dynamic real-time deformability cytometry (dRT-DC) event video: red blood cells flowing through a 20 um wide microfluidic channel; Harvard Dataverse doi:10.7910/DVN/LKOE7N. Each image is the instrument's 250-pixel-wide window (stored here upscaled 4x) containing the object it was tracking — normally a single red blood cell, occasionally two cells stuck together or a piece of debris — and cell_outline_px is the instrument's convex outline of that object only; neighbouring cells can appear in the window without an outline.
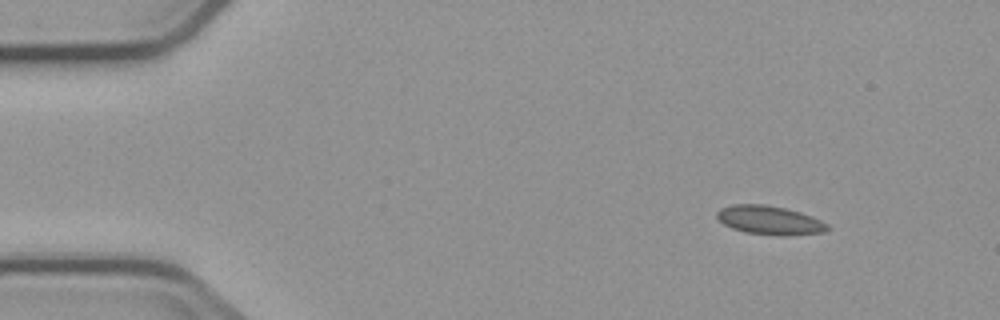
{"species": "common noctule bat (a hibernating species)", "species_latin": "Nyctalus noctula", "temperature_condition": "cold", "stored_images_in_passage": 5, "camera_frame_rate_fps": 3000, "um_per_image_px": 0.085, "animal": {"sex": "male", "body_mass_g": 23.1, "forearm_length_mm": 52.7}, "frame": {"image": 1, "passage_image": 1, "time_ms": 0.0, "image_size_px": [1000, 320], "cell_outline_px": [[832, 228], [824, 232], [784, 236], [744, 232], [732, 228], [724, 224], [716, 216], [716, 212], [720, 208], [732, 204], [764, 204], [784, 208], [800, 212], [812, 216], [828, 224]], "centroid_in_image_um": [65.42, 18.72], "position_along_channel_um": 19.6, "area_um2": 18.61}}
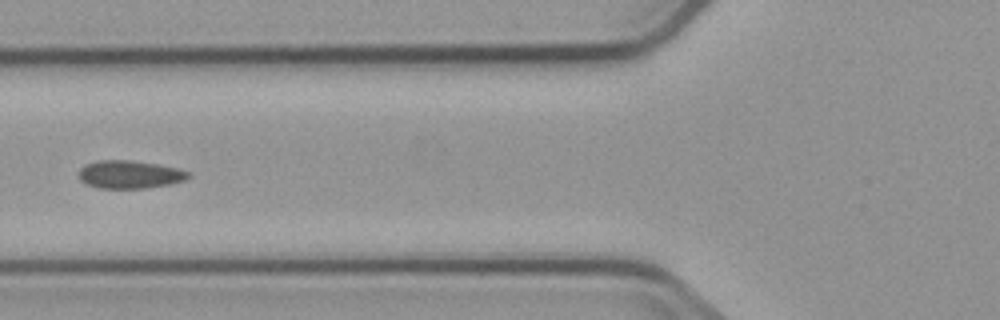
{"frame": {"image": 2, "passage_image": 5, "time_ms": 5.0, "image_size_px": [1000, 320], "cell_outline_px": [[192, 176], [184, 180], [168, 184], [144, 188], [100, 188], [88, 184], [80, 180], [80, 168], [84, 164], [96, 160], [132, 160], [156, 164], [176, 168], [192, 172]], "centroid_in_image_um": [11.03, 14.81], "position_along_channel_um": 114.8, "area_um2": 17.8}}